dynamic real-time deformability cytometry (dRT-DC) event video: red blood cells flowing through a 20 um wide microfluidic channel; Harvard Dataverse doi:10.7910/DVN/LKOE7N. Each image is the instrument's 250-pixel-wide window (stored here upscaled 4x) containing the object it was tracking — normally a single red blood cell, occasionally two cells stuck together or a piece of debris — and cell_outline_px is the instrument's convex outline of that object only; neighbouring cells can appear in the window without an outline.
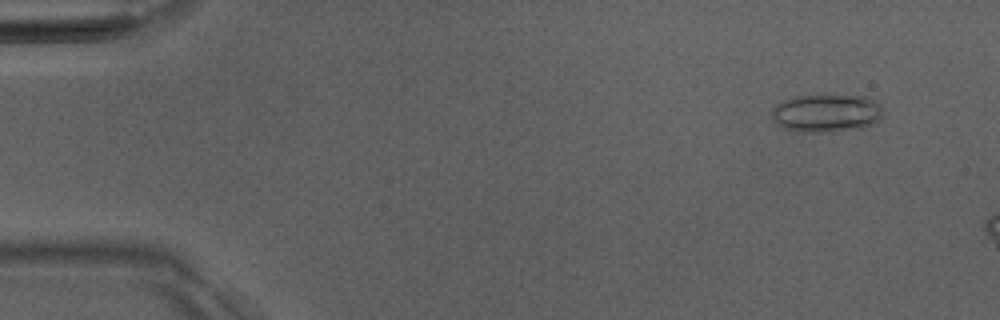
{"species": "Egyptian fruit bat (a non-hibernating species)", "species_latin": "Rousettus aegyptiacus", "temperature_condition": "room temperature", "stored_images_in_passage": 5, "camera_frame_rate_fps": 3000, "um_per_image_px": 0.085, "animal": {"sex": "male"}, "frame": {"image": 1, "passage_image": 2, "time_ms": 1.0, "image_size_px": [1000, 320], "cell_outline_px": [[880, 116], [872, 124], [860, 128], [816, 132], [812, 132], [784, 128], [772, 116], [772, 112], [776, 104], [784, 100], [796, 96], [864, 96], [880, 104]], "centroid_in_image_um": [70.23, 9.6], "position_along_channel_um": 14.8, "area_um2": 23.64}}